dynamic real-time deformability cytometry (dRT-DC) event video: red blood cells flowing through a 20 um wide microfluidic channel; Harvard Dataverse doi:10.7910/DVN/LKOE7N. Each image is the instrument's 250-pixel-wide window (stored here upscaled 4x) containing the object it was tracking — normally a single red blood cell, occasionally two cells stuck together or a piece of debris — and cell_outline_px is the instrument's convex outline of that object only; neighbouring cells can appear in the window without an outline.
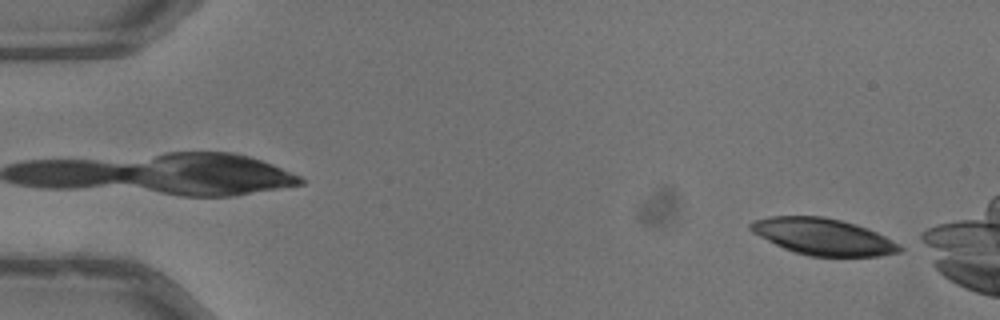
{"species": "common noctule bat (a hibernating species)", "species_latin": "Nyctalus noctula", "temperature_condition": "warm", "stored_images_in_passage": 45, "camera_frame_rate_fps": 3000, "um_per_image_px": 0.085, "animal": {"sex": "male", "body_mass_g": 13.3}, "frame": {"image": 1, "passage_image": 1, "time_ms": 0.0, "image_size_px": [1000, 320], "cell_outline_px": [[904, 252], [880, 256], [808, 256], [792, 252], [752, 232], [748, 228], [748, 224], [752, 220], [768, 216], [824, 216], [856, 224], [868, 228], [884, 236], [904, 248]], "centroid_in_image_um": [69.96, 20.11], "position_along_channel_um": 15.0, "area_um2": 31.91}}
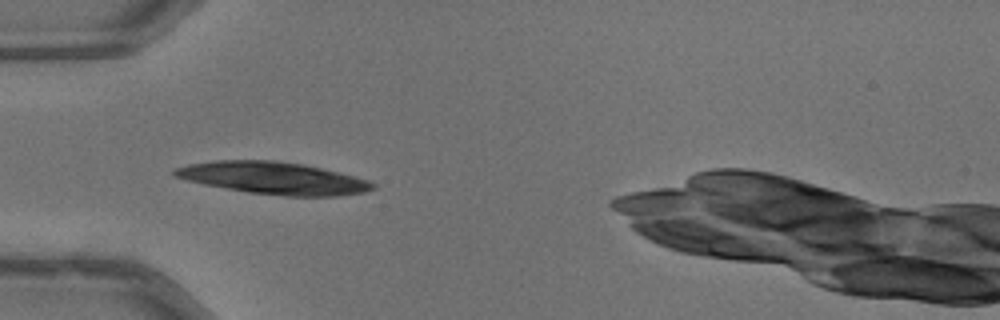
{"frame": {"image": 2, "passage_image": 14, "time_ms": 4.333, "image_size_px": [1000, 320], "cell_outline_px": [[376, 188], [364, 192], [340, 196], [288, 196], [248, 192], [204, 184], [172, 176], [172, 172], [176, 168], [188, 164], [216, 160], [272, 160], [304, 164], [340, 172], [368, 180], [376, 184]], "centroid_in_image_um": [23.26, 15.13], "position_along_channel_um": 61.7, "area_um2": 37.11}}